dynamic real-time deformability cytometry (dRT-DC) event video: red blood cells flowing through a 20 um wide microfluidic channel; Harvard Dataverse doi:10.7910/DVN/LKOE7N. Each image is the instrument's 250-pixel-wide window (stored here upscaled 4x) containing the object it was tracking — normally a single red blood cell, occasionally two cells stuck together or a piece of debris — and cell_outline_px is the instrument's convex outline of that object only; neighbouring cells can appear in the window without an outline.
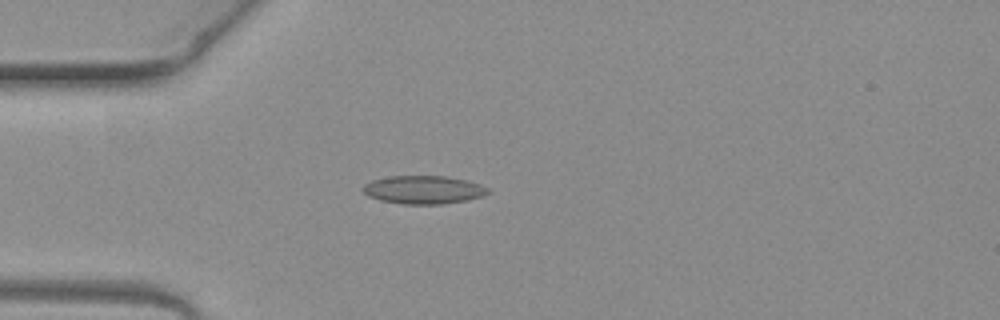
{"species": "common noctule bat (a hibernating species)", "species_latin": "Nyctalus noctula", "temperature_condition": "warm", "stored_images_in_passage": 3, "camera_frame_rate_fps": 3000, "um_per_image_px": 0.085, "animal": {"sex": "female", "body_mass_g": 19.3, "forearm_length_mm": 54.1}, "frame": {"image": 1, "passage_image": 3, "time_ms": 0.667, "image_size_px": [1000, 320], "cell_outline_px": [[492, 192], [468, 200], [444, 204], [404, 204], [380, 200], [368, 196], [360, 188], [364, 184], [372, 180], [392, 176], [444, 176], [468, 180], [480, 184], [488, 188]], "centroid_in_image_um": [36.0, 16.13], "position_along_channel_um": 49.0, "area_um2": 20.63}}